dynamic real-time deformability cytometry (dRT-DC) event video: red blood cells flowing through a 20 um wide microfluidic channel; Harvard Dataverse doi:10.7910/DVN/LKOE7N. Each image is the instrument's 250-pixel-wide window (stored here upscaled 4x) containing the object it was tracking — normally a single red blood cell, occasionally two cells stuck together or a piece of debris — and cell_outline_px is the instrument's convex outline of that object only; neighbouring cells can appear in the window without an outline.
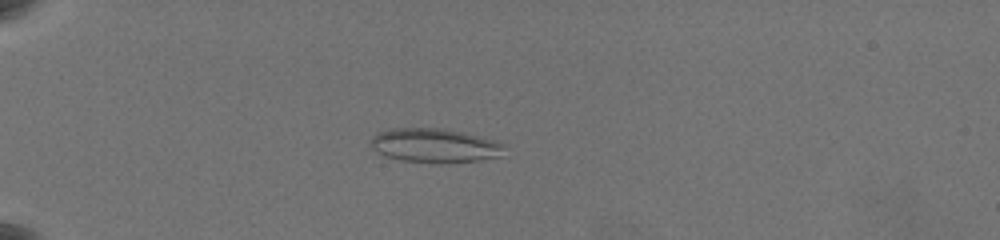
{"species": "common noctule bat (a hibernating species)", "species_latin": "Nyctalus noctula", "temperature_condition": "warm", "stored_images_in_passage": 84, "camera_frame_rate_fps": 3000, "um_per_image_px": 0.085, "animal": {"sex": "female", "body_mass_g": 19.5, "forearm_length_mm": 54.1}, "frame": {"image": 1, "passage_image": 28, "time_ms": 4.667, "image_size_px": [1000, 240], "cell_outline_px": [[504, 144], [500, 156], [480, 160], [440, 164], [432, 164], [400, 160], [384, 156], [376, 152], [372, 148], [368, 140], [372, 136], [380, 132], [392, 128], [444, 128], [492, 140]], "centroid_in_image_um": [36.86, 12.39], "position_along_channel_um": 48.1, "area_um2": 26.7}}
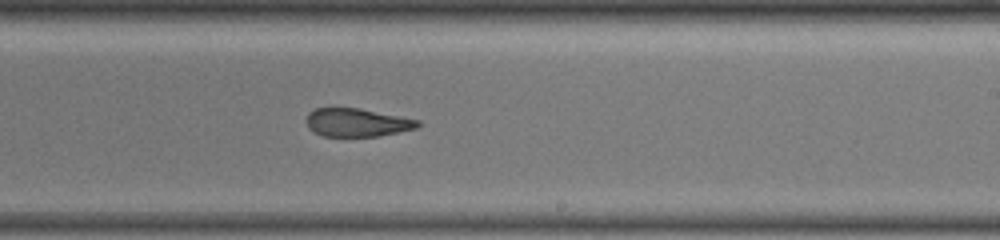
{"frame": {"image": 2, "passage_image": 48, "time_ms": 11.667, "image_size_px": [1000, 240], "cell_outline_px": [[420, 128], [380, 136], [324, 136], [308, 128], [308, 112], [316, 108], [332, 104], [360, 108], [420, 120]], "centroid_in_image_um": [30.35, 10.37], "position_along_channel_um": 258.6, "area_um2": 18.96}}
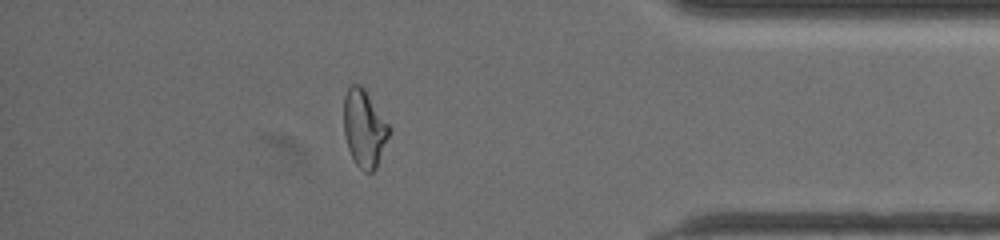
{"frame": {"image": 3, "passage_image": 75, "time_ms": 16.333, "image_size_px": [1000, 240], "cell_outline_px": [[392, 128], [376, 168], [372, 172], [364, 172], [356, 164], [348, 148], [344, 132], [344, 96], [348, 88], [352, 84], [360, 84], [364, 88]], "centroid_in_image_um": [30.97, 10.9], "position_along_channel_um": 404.2, "area_um2": 20.4}, "authors_computed_cell_mechanics": {"area_um2": 21.097, "velocity_mm_per_s": 3.6267, "shape_relaxation_time_tau1_ms": null, "shape_relaxation_time_tau2_ms": 2.9129, "deformation_change_tau1": null, "deformation_change_tau2": 0.1213}}